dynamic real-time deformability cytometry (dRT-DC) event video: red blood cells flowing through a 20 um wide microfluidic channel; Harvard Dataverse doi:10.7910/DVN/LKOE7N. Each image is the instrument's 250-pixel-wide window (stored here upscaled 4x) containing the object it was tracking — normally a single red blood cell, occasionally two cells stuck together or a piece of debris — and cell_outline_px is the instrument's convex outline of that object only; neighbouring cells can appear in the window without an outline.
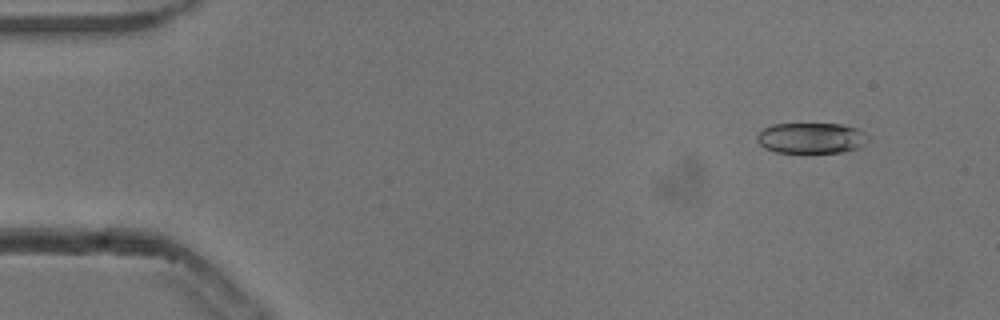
{"species": "common noctule bat (a hibernating species)", "species_latin": "Nyctalus noctula", "temperature_condition": "cold", "stored_images_in_passage": 53, "camera_frame_rate_fps": 3000, "um_per_image_px": 0.085, "animal": {"sex": "male", "body_mass_g": 13.3}, "frame": {"image": 1, "passage_image": 5, "time_ms": 1.333, "image_size_px": [1000, 320], "cell_outline_px": [[868, 140], [860, 148], [844, 152], [776, 152], [764, 148], [756, 140], [756, 136], [764, 128], [772, 124], [840, 124], [856, 128], [864, 132], [868, 136]], "centroid_in_image_um": [68.96, 11.73], "position_along_channel_um": 16.0, "area_um2": 19.88}}
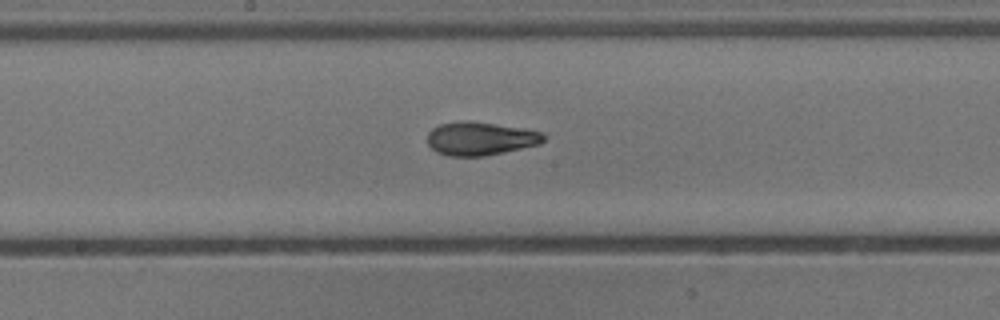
{"frame": {"image": 2, "passage_image": 28, "time_ms": 9.0, "image_size_px": [1000, 320], "cell_outline_px": [[544, 140], [540, 144], [504, 152], [484, 156], [448, 156], [436, 152], [428, 144], [428, 132], [432, 128], [440, 124], [464, 120], [468, 120], [520, 128], [544, 132]], "centroid_in_image_um": [40.81, 11.78], "position_along_channel_um": 207.4, "area_um2": 22.54}}
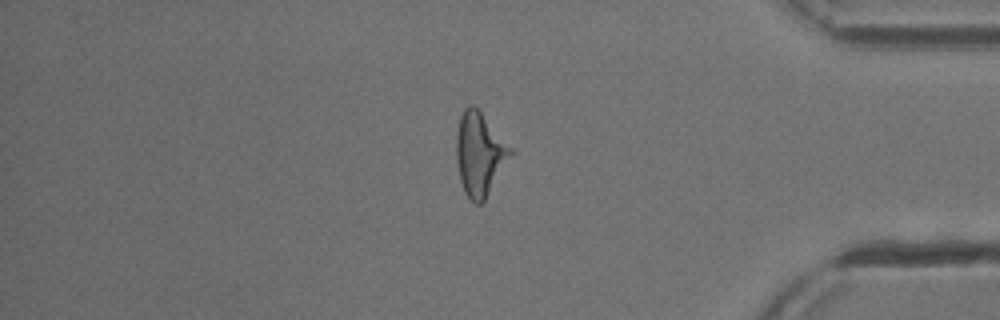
{"frame": {"image": 3, "passage_image": 45, "time_ms": 14.667, "image_size_px": [1000, 320], "cell_outline_px": [[516, 152], [484, 200], [480, 204], [476, 204], [464, 192], [460, 180], [456, 160], [456, 132], [460, 116], [464, 108], [468, 104], [472, 104], [480, 112]], "centroid_in_image_um": [40.78, 13.09], "position_along_channel_um": 394.4, "area_um2": 26.41}, "authors_computed_cell_mechanics": {"area_um2": 22.831, "velocity_mm_per_s": 3.8344, "shape_relaxation_time_tau1_ms": 2.2758, "shape_relaxation_time_tau2_ms": null, "deformation_change_tau1": 0.0999, "deformation_change_tau2": null}}